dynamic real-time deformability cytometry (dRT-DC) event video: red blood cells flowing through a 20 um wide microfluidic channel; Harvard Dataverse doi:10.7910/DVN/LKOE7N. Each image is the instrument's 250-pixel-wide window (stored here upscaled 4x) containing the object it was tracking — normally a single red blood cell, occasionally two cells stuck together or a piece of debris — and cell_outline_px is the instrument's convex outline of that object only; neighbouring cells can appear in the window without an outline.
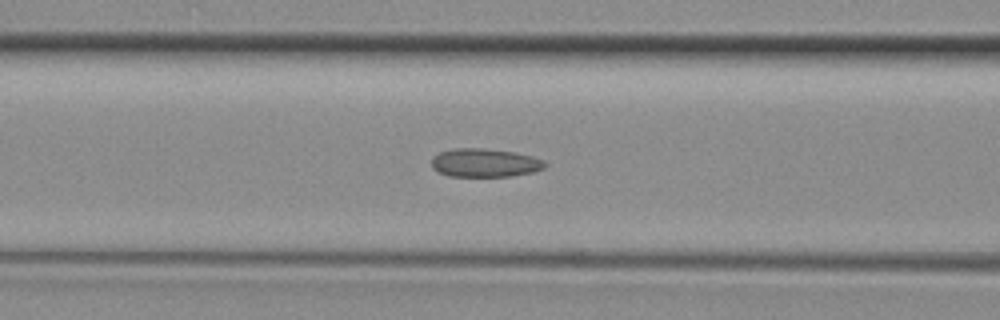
{"species": "common noctule bat (a hibernating species)", "species_latin": "Nyctalus noctula", "temperature_condition": "room temperature", "stored_images_in_passage": 27, "camera_frame_rate_fps": 3000, "um_per_image_px": 0.085, "animal": {"sex": "female", "body_mass_g": 29.2, "forearm_length_mm": 56.3}, "frame": {"image": 1, "passage_image": 9, "time_ms": 2.667, "image_size_px": [1000, 320], "cell_outline_px": [[548, 164], [544, 168], [532, 172], [512, 176], [448, 176], [432, 168], [432, 156], [440, 152], [452, 148], [484, 148], [516, 152], [532, 156], [544, 160]], "centroid_in_image_um": [41.22, 13.83], "position_along_channel_um": 125.4, "area_um2": 18.96}}
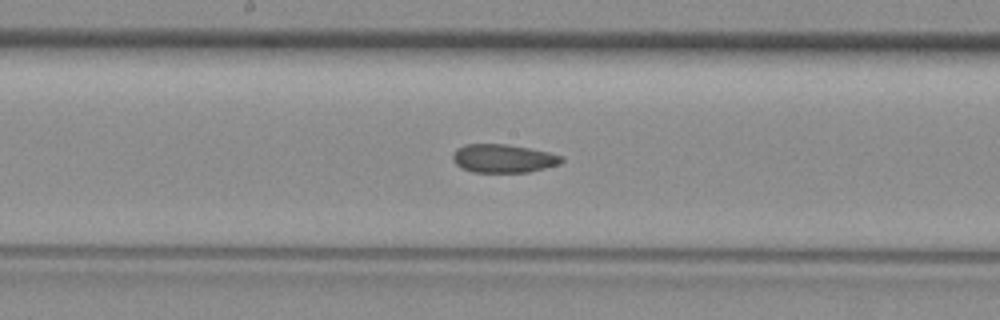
{"frame": {"image": 2, "passage_image": 14, "time_ms": 4.333, "image_size_px": [1000, 320], "cell_outline_px": [[564, 160], [560, 164], [528, 172], [472, 172], [460, 168], [452, 160], [452, 152], [456, 148], [464, 144], [504, 144], [528, 148], [548, 152], [564, 156]], "centroid_in_image_um": [42.74, 13.47], "position_along_channel_um": 205.5, "area_um2": 18.15}}
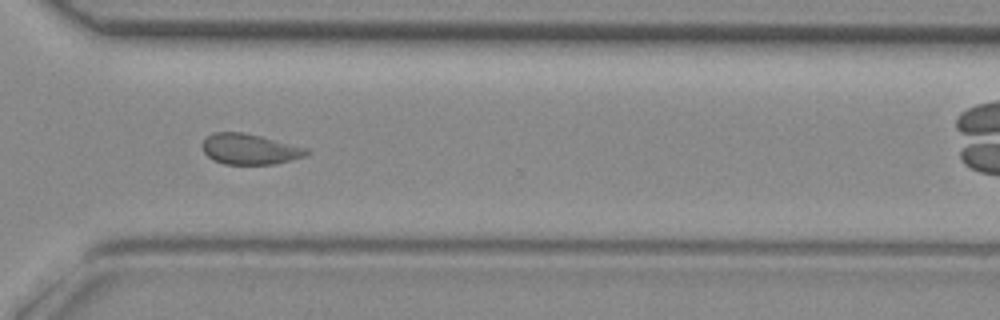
{"frame": {"image": 3, "passage_image": 23, "time_ms": 7.333, "image_size_px": [1000, 320], "cell_outline_px": [[308, 152], [304, 156], [276, 164], [224, 164], [212, 160], [204, 152], [200, 144], [212, 132], [240, 132], [260, 136], [308, 148]], "centroid_in_image_um": [21.18, 12.68], "position_along_channel_um": 349.4, "area_um2": 18.5}}